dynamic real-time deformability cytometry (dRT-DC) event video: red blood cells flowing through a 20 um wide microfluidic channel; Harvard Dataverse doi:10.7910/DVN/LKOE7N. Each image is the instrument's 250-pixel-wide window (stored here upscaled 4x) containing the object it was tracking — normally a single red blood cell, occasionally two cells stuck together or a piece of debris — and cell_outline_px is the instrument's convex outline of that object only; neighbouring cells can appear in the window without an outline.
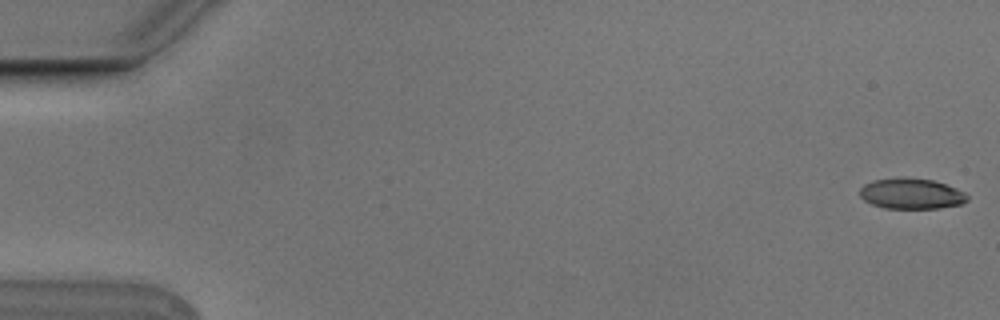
{"species": "Egyptian fruit bat (a non-hibernating species)", "species_latin": "Rousettus aegyptiacus", "temperature_condition": "cold", "stored_images_in_passage": 7, "camera_frame_rate_fps": 3000, "um_per_image_px": 0.085, "animal": {"sex": "male"}, "frame": {"image": 1, "passage_image": 1, "time_ms": 0.0, "image_size_px": [1000, 320], "cell_outline_px": [[968, 200], [960, 204], [940, 208], [884, 208], [872, 204], [864, 200], [860, 196], [860, 188], [864, 184], [872, 180], [904, 176], [932, 180], [956, 188], [964, 192], [968, 196]], "centroid_in_image_um": [77.44, 16.45], "position_along_channel_um": 7.6, "area_um2": 19.31}}